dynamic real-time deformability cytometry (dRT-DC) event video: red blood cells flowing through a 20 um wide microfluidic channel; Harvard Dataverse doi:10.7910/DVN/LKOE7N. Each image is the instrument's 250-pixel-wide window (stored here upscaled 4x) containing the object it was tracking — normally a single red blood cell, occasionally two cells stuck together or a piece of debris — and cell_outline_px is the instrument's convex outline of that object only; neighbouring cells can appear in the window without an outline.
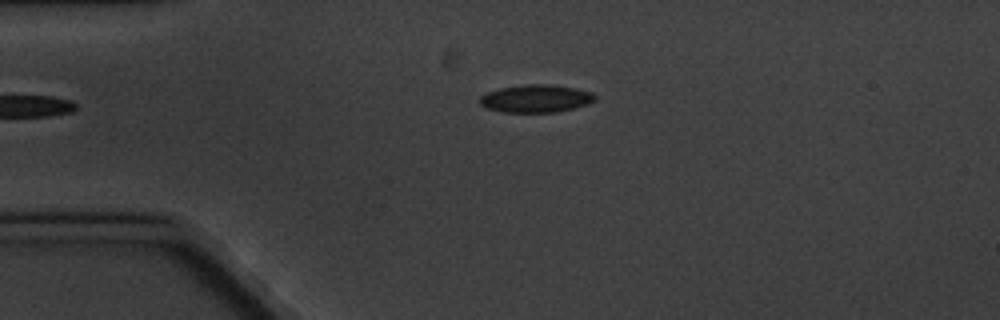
{"species": "common noctule bat (a hibernating species)", "species_latin": "Nyctalus noctula", "temperature_condition": "cold", "stored_images_in_passage": 2, "camera_frame_rate_fps": 3000, "um_per_image_px": 0.085, "animal": {"sex": "male", "body_mass_g": 20.1, "forearm_length_mm": 53.5}, "frame": {"image": 1, "passage_image": 1, "time_ms": 0.0, "image_size_px": [1000, 320], "cell_outline_px": [[596, 100], [588, 104], [556, 112], [504, 112], [488, 108], [480, 104], [480, 96], [488, 92], [500, 88], [524, 84], [552, 84], [592, 92], [596, 96]], "centroid_in_image_um": [45.56, 8.37], "position_along_channel_um": 39.4, "area_um2": 18.5}}